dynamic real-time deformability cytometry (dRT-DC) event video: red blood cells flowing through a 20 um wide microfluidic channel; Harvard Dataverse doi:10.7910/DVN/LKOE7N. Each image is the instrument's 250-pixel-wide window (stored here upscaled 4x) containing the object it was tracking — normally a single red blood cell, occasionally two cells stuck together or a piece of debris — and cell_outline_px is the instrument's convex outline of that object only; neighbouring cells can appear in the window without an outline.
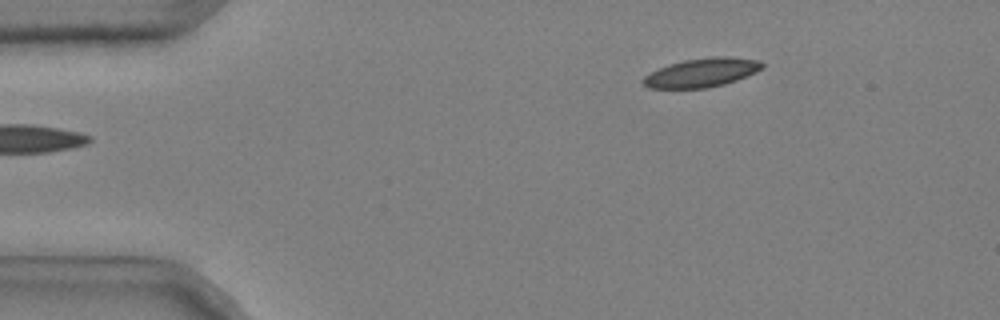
{"species": "common noctule bat (a hibernating species)", "species_latin": "Nyctalus noctula", "temperature_condition": "cold", "stored_images_in_passage": 40, "camera_frame_rate_fps": 3000, "um_per_image_px": 0.085, "animal": {"sex": "male", "body_mass_g": 20.4}, "frame": {"image": 1, "passage_image": 1, "time_ms": 0.0, "image_size_px": [1000, 320], "cell_outline_px": [[764, 68], [756, 72], [736, 80], [724, 84], [704, 88], [648, 88], [640, 80], [644, 76], [668, 64], [684, 60], [712, 56], [728, 56], [760, 60], [764, 64]], "centroid_in_image_um": [59.67, 6.16], "position_along_channel_um": 25.3, "area_um2": 20.06}}
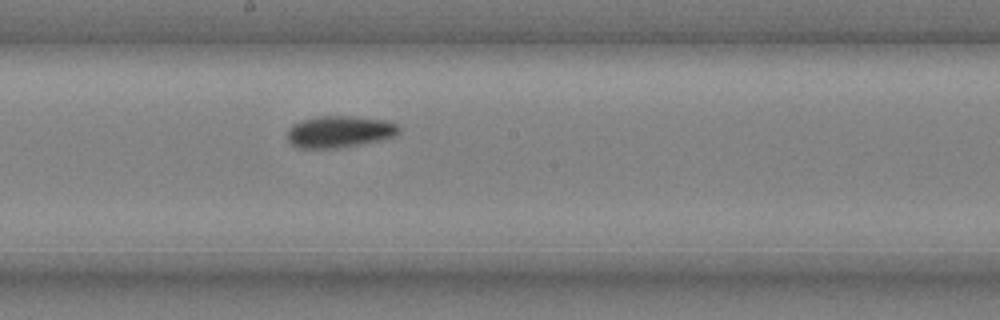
{"frame": {"image": 2, "passage_image": 22, "time_ms": 7.0, "image_size_px": [1000, 320], "cell_outline_px": [[400, 132], [396, 136], [380, 140], [360, 144], [336, 148], [300, 148], [292, 144], [288, 140], [288, 128], [292, 124], [300, 120], [316, 116], [356, 116], [388, 120], [396, 124], [400, 128]], "centroid_in_image_um": [28.87, 11.18], "position_along_channel_um": 219.3, "area_um2": 20.87}}
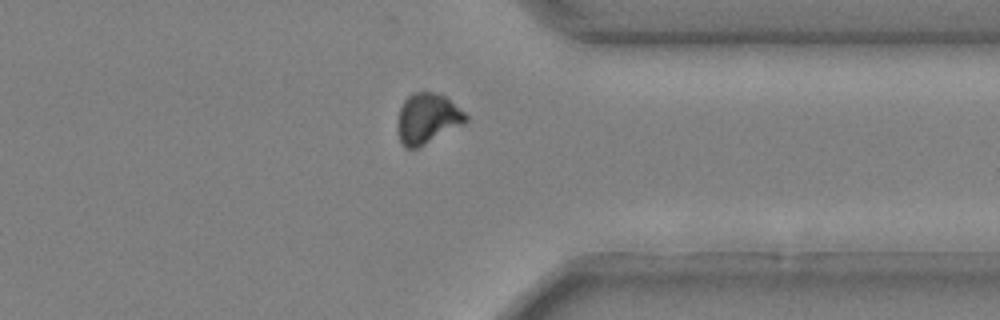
{"frame": {"image": 3, "passage_image": 35, "time_ms": 11.333, "image_size_px": [1000, 320], "cell_outline_px": [[468, 120], [464, 124], [416, 148], [408, 148], [400, 140], [396, 124], [400, 108], [404, 100], [412, 92], [432, 92], [444, 96], [464, 112], [468, 116]], "centroid_in_image_um": [36.31, 10.06], "position_along_channel_um": 375.1, "area_um2": 19.71}, "authors_computed_cell_mechanics": {"area_um2": 20.6057, "velocity_mm_per_s": 3.6769, "shape_relaxation_time_tau1_ms": 5.3217, "shape_relaxation_time_tau2_ms": 3.4736, "deformation_change_tau1": 0.1094, "deformation_change_tau2": 0.0641}}